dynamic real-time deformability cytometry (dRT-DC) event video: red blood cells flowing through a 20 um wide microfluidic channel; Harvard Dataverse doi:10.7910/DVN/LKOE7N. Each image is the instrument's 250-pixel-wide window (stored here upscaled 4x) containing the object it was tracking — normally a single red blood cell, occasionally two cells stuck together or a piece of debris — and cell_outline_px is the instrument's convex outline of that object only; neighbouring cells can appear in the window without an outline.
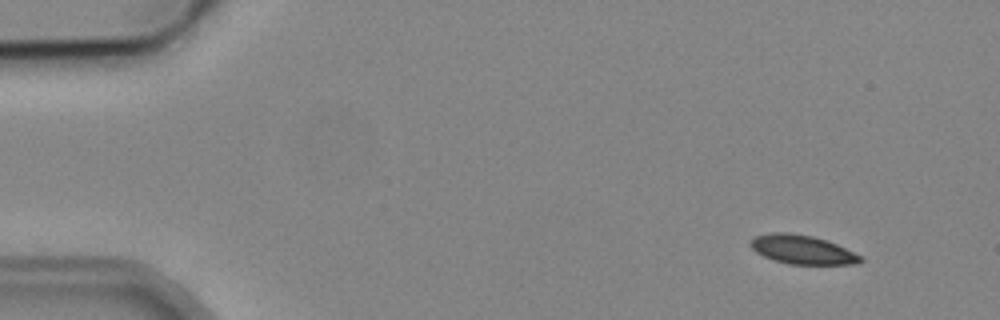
{"species": "common noctule bat (a hibernating species)", "species_latin": "Nyctalus noctula", "temperature_condition": "cold", "stored_images_in_passage": 3, "camera_frame_rate_fps": 3000, "um_per_image_px": 0.085, "animal": {"sex": "male", "body_mass_g": 19.2, "forearm_length_mm": 51.8}, "frame": {"image": 1, "passage_image": 1, "time_ms": 0.0, "image_size_px": [1000, 320], "cell_outline_px": [[864, 260], [856, 264], [788, 264], [764, 256], [756, 252], [748, 244], [756, 236], [772, 232], [788, 232], [812, 236], [836, 244], [864, 256]], "centroid_in_image_um": [68.22, 21.22], "position_along_channel_um": 16.8, "area_um2": 18.44}}
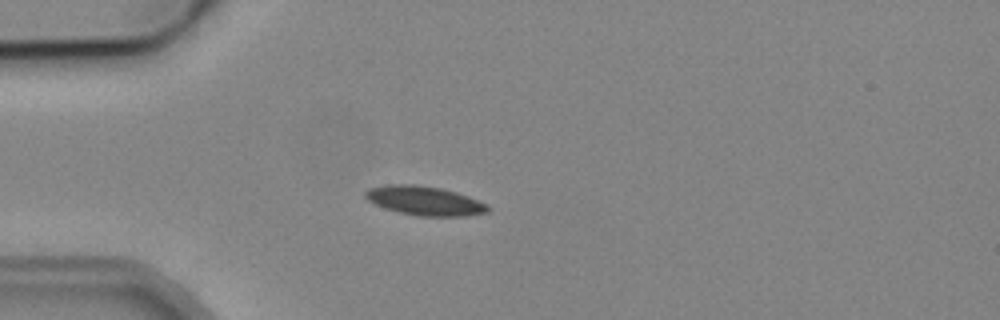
{"frame": {"image": 2, "passage_image": 3, "time_ms": 3.333, "image_size_px": [1000, 320], "cell_outline_px": [[492, 208], [488, 212], [464, 216], [416, 216], [384, 208], [368, 200], [364, 196], [364, 192], [368, 188], [388, 184], [412, 184], [440, 188], [456, 192], [468, 196], [488, 204]], "centroid_in_image_um": [36.1, 17.06], "position_along_channel_um": 48.9, "area_um2": 20.87}}